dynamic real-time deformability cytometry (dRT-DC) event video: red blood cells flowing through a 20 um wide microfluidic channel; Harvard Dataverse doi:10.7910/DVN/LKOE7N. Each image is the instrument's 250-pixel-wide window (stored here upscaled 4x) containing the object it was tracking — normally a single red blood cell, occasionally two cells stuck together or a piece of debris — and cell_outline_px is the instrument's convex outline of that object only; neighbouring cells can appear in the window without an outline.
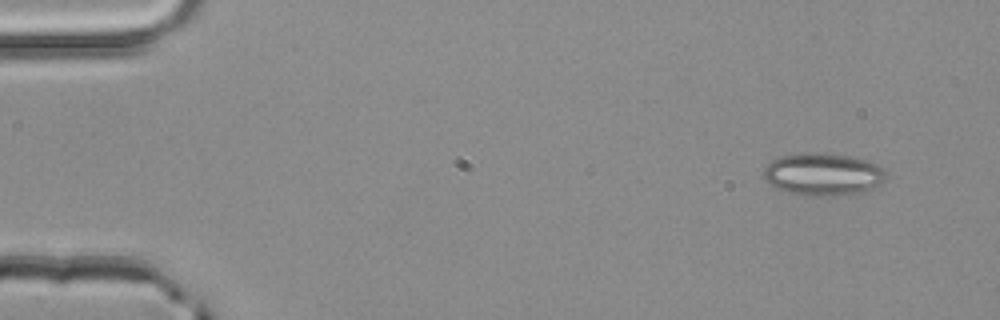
{"species": "common noctule bat (a hibernating species)", "species_latin": "Nyctalus noctula", "temperature_condition": "room temperature", "stored_images_in_passage": 3, "camera_frame_rate_fps": 3000, "um_per_image_px": 0.085, "animal": {"sex": "male", "body_mass_g": 20.4}, "frame": {"image": 1, "passage_image": 1, "time_ms": 0.0, "image_size_px": [1000, 320], "cell_outline_px": [[888, 172], [884, 180], [880, 184], [860, 192], [832, 196], [804, 196], [788, 192], [776, 188], [768, 184], [764, 180], [764, 168], [772, 160], [780, 156], [808, 152], [816, 152], [848, 156], [880, 164]], "centroid_in_image_um": [69.94, 14.81], "position_along_channel_um": 15.1, "area_um2": 30.46}}